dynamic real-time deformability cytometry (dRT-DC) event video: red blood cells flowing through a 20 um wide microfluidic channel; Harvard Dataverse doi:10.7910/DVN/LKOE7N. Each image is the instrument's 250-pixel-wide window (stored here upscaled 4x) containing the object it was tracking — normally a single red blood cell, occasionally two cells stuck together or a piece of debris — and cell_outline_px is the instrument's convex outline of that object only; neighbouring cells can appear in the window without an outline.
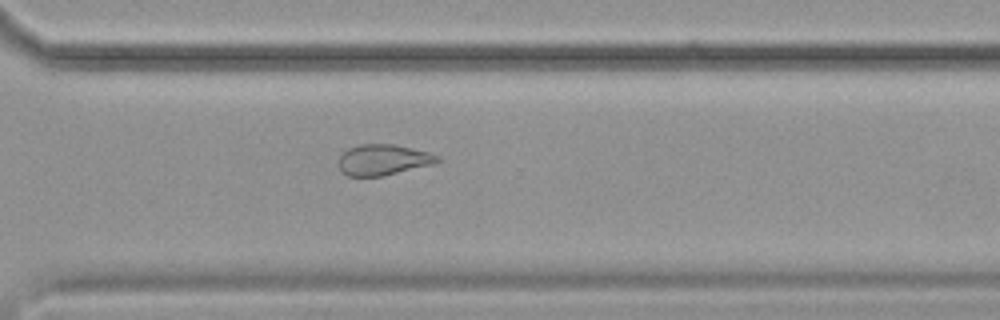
{"species": "common noctule bat (a hibernating species)", "species_latin": "Nyctalus noctula", "temperature_condition": "cold", "stored_images_in_passage": 11, "camera_frame_rate_fps": 3000, "um_per_image_px": 0.085, "animal": {"sex": "female", "body_mass_g": 19.9}, "frame": {"image": 1, "passage_image": 11, "time_ms": 3.333, "image_size_px": [1000, 320], "cell_outline_px": [[440, 160], [436, 164], [384, 176], [348, 176], [340, 172], [340, 156], [348, 148], [360, 144], [392, 144], [412, 148], [428, 152], [440, 156]], "centroid_in_image_um": [32.6, 13.59], "position_along_channel_um": 338.0, "area_um2": 17.86}}